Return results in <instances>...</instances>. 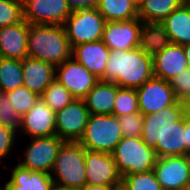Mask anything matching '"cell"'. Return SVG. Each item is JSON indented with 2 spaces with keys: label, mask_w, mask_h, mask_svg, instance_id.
I'll return each instance as SVG.
<instances>
[{
  "label": "cell",
  "mask_w": 190,
  "mask_h": 190,
  "mask_svg": "<svg viewBox=\"0 0 190 190\" xmlns=\"http://www.w3.org/2000/svg\"><path fill=\"white\" fill-rule=\"evenodd\" d=\"M153 74L150 38L142 46L127 50H111L103 82L115 83L121 88L137 89Z\"/></svg>",
  "instance_id": "cell-1"
},
{
  "label": "cell",
  "mask_w": 190,
  "mask_h": 190,
  "mask_svg": "<svg viewBox=\"0 0 190 190\" xmlns=\"http://www.w3.org/2000/svg\"><path fill=\"white\" fill-rule=\"evenodd\" d=\"M28 57L55 67L72 58V46L63 25L29 24Z\"/></svg>",
  "instance_id": "cell-2"
},
{
  "label": "cell",
  "mask_w": 190,
  "mask_h": 190,
  "mask_svg": "<svg viewBox=\"0 0 190 190\" xmlns=\"http://www.w3.org/2000/svg\"><path fill=\"white\" fill-rule=\"evenodd\" d=\"M85 148L79 142L64 141L50 173L55 185L81 190L86 185Z\"/></svg>",
  "instance_id": "cell-3"
},
{
  "label": "cell",
  "mask_w": 190,
  "mask_h": 190,
  "mask_svg": "<svg viewBox=\"0 0 190 190\" xmlns=\"http://www.w3.org/2000/svg\"><path fill=\"white\" fill-rule=\"evenodd\" d=\"M112 155L121 177L152 171L158 159L155 149L146 145L141 137H123Z\"/></svg>",
  "instance_id": "cell-4"
},
{
  "label": "cell",
  "mask_w": 190,
  "mask_h": 190,
  "mask_svg": "<svg viewBox=\"0 0 190 190\" xmlns=\"http://www.w3.org/2000/svg\"><path fill=\"white\" fill-rule=\"evenodd\" d=\"M122 138L117 116L90 114L79 143L85 149L112 154Z\"/></svg>",
  "instance_id": "cell-5"
},
{
  "label": "cell",
  "mask_w": 190,
  "mask_h": 190,
  "mask_svg": "<svg viewBox=\"0 0 190 190\" xmlns=\"http://www.w3.org/2000/svg\"><path fill=\"white\" fill-rule=\"evenodd\" d=\"M106 20L95 6L75 7L63 27L72 48L102 39Z\"/></svg>",
  "instance_id": "cell-6"
},
{
  "label": "cell",
  "mask_w": 190,
  "mask_h": 190,
  "mask_svg": "<svg viewBox=\"0 0 190 190\" xmlns=\"http://www.w3.org/2000/svg\"><path fill=\"white\" fill-rule=\"evenodd\" d=\"M151 33L139 18L106 22L101 41L110 50L127 51L144 45Z\"/></svg>",
  "instance_id": "cell-7"
},
{
  "label": "cell",
  "mask_w": 190,
  "mask_h": 190,
  "mask_svg": "<svg viewBox=\"0 0 190 190\" xmlns=\"http://www.w3.org/2000/svg\"><path fill=\"white\" fill-rule=\"evenodd\" d=\"M150 47L155 77L170 81L174 76L188 68L182 45L158 39L151 33Z\"/></svg>",
  "instance_id": "cell-8"
},
{
  "label": "cell",
  "mask_w": 190,
  "mask_h": 190,
  "mask_svg": "<svg viewBox=\"0 0 190 190\" xmlns=\"http://www.w3.org/2000/svg\"><path fill=\"white\" fill-rule=\"evenodd\" d=\"M22 16L29 24L63 25L73 11L68 0H21Z\"/></svg>",
  "instance_id": "cell-9"
},
{
  "label": "cell",
  "mask_w": 190,
  "mask_h": 190,
  "mask_svg": "<svg viewBox=\"0 0 190 190\" xmlns=\"http://www.w3.org/2000/svg\"><path fill=\"white\" fill-rule=\"evenodd\" d=\"M18 164L30 171L52 172L58 150L64 142L57 135L31 138Z\"/></svg>",
  "instance_id": "cell-10"
},
{
  "label": "cell",
  "mask_w": 190,
  "mask_h": 190,
  "mask_svg": "<svg viewBox=\"0 0 190 190\" xmlns=\"http://www.w3.org/2000/svg\"><path fill=\"white\" fill-rule=\"evenodd\" d=\"M90 113L84 99H75L56 112V135L63 141L79 142Z\"/></svg>",
  "instance_id": "cell-11"
},
{
  "label": "cell",
  "mask_w": 190,
  "mask_h": 190,
  "mask_svg": "<svg viewBox=\"0 0 190 190\" xmlns=\"http://www.w3.org/2000/svg\"><path fill=\"white\" fill-rule=\"evenodd\" d=\"M188 112L186 103L176 101L158 112L143 115L141 138L149 147H155L161 141L164 132L177 123Z\"/></svg>",
  "instance_id": "cell-12"
},
{
  "label": "cell",
  "mask_w": 190,
  "mask_h": 190,
  "mask_svg": "<svg viewBox=\"0 0 190 190\" xmlns=\"http://www.w3.org/2000/svg\"><path fill=\"white\" fill-rule=\"evenodd\" d=\"M153 171L163 190H182L190 185V156L159 157Z\"/></svg>",
  "instance_id": "cell-13"
},
{
  "label": "cell",
  "mask_w": 190,
  "mask_h": 190,
  "mask_svg": "<svg viewBox=\"0 0 190 190\" xmlns=\"http://www.w3.org/2000/svg\"><path fill=\"white\" fill-rule=\"evenodd\" d=\"M55 79L59 81L75 99H84L99 81L73 57L55 67Z\"/></svg>",
  "instance_id": "cell-14"
},
{
  "label": "cell",
  "mask_w": 190,
  "mask_h": 190,
  "mask_svg": "<svg viewBox=\"0 0 190 190\" xmlns=\"http://www.w3.org/2000/svg\"><path fill=\"white\" fill-rule=\"evenodd\" d=\"M139 111L142 115L158 112L177 100L169 81L153 76L136 89Z\"/></svg>",
  "instance_id": "cell-15"
},
{
  "label": "cell",
  "mask_w": 190,
  "mask_h": 190,
  "mask_svg": "<svg viewBox=\"0 0 190 190\" xmlns=\"http://www.w3.org/2000/svg\"><path fill=\"white\" fill-rule=\"evenodd\" d=\"M86 184L121 185L113 155L85 149Z\"/></svg>",
  "instance_id": "cell-16"
},
{
  "label": "cell",
  "mask_w": 190,
  "mask_h": 190,
  "mask_svg": "<svg viewBox=\"0 0 190 190\" xmlns=\"http://www.w3.org/2000/svg\"><path fill=\"white\" fill-rule=\"evenodd\" d=\"M152 34L158 39L182 46L190 43V1L184 2L161 21Z\"/></svg>",
  "instance_id": "cell-17"
},
{
  "label": "cell",
  "mask_w": 190,
  "mask_h": 190,
  "mask_svg": "<svg viewBox=\"0 0 190 190\" xmlns=\"http://www.w3.org/2000/svg\"><path fill=\"white\" fill-rule=\"evenodd\" d=\"M27 137L56 135V113L39 98L30 111L21 117L20 131Z\"/></svg>",
  "instance_id": "cell-18"
},
{
  "label": "cell",
  "mask_w": 190,
  "mask_h": 190,
  "mask_svg": "<svg viewBox=\"0 0 190 190\" xmlns=\"http://www.w3.org/2000/svg\"><path fill=\"white\" fill-rule=\"evenodd\" d=\"M29 23L22 20L18 24L0 27V57L23 60L28 57Z\"/></svg>",
  "instance_id": "cell-19"
},
{
  "label": "cell",
  "mask_w": 190,
  "mask_h": 190,
  "mask_svg": "<svg viewBox=\"0 0 190 190\" xmlns=\"http://www.w3.org/2000/svg\"><path fill=\"white\" fill-rule=\"evenodd\" d=\"M110 51L100 40L74 46L72 57L100 80L106 71Z\"/></svg>",
  "instance_id": "cell-20"
},
{
  "label": "cell",
  "mask_w": 190,
  "mask_h": 190,
  "mask_svg": "<svg viewBox=\"0 0 190 190\" xmlns=\"http://www.w3.org/2000/svg\"><path fill=\"white\" fill-rule=\"evenodd\" d=\"M23 86L41 96L55 79V66L42 60L26 57L22 60Z\"/></svg>",
  "instance_id": "cell-21"
},
{
  "label": "cell",
  "mask_w": 190,
  "mask_h": 190,
  "mask_svg": "<svg viewBox=\"0 0 190 190\" xmlns=\"http://www.w3.org/2000/svg\"><path fill=\"white\" fill-rule=\"evenodd\" d=\"M10 169L12 174L5 190H51L54 185L51 175L45 172L30 171L19 164Z\"/></svg>",
  "instance_id": "cell-22"
},
{
  "label": "cell",
  "mask_w": 190,
  "mask_h": 190,
  "mask_svg": "<svg viewBox=\"0 0 190 190\" xmlns=\"http://www.w3.org/2000/svg\"><path fill=\"white\" fill-rule=\"evenodd\" d=\"M117 84L99 80L84 98L90 114L113 115Z\"/></svg>",
  "instance_id": "cell-23"
},
{
  "label": "cell",
  "mask_w": 190,
  "mask_h": 190,
  "mask_svg": "<svg viewBox=\"0 0 190 190\" xmlns=\"http://www.w3.org/2000/svg\"><path fill=\"white\" fill-rule=\"evenodd\" d=\"M183 3V0H140L138 18L153 31L161 21Z\"/></svg>",
  "instance_id": "cell-24"
},
{
  "label": "cell",
  "mask_w": 190,
  "mask_h": 190,
  "mask_svg": "<svg viewBox=\"0 0 190 190\" xmlns=\"http://www.w3.org/2000/svg\"><path fill=\"white\" fill-rule=\"evenodd\" d=\"M154 149L158 158L186 156L185 115L164 132Z\"/></svg>",
  "instance_id": "cell-25"
},
{
  "label": "cell",
  "mask_w": 190,
  "mask_h": 190,
  "mask_svg": "<svg viewBox=\"0 0 190 190\" xmlns=\"http://www.w3.org/2000/svg\"><path fill=\"white\" fill-rule=\"evenodd\" d=\"M95 7L106 22L138 18V7L131 0H98Z\"/></svg>",
  "instance_id": "cell-26"
},
{
  "label": "cell",
  "mask_w": 190,
  "mask_h": 190,
  "mask_svg": "<svg viewBox=\"0 0 190 190\" xmlns=\"http://www.w3.org/2000/svg\"><path fill=\"white\" fill-rule=\"evenodd\" d=\"M23 81L22 60L0 57V92L18 89Z\"/></svg>",
  "instance_id": "cell-27"
},
{
  "label": "cell",
  "mask_w": 190,
  "mask_h": 190,
  "mask_svg": "<svg viewBox=\"0 0 190 190\" xmlns=\"http://www.w3.org/2000/svg\"><path fill=\"white\" fill-rule=\"evenodd\" d=\"M40 98L55 113L75 100L73 95L56 79L49 84Z\"/></svg>",
  "instance_id": "cell-28"
},
{
  "label": "cell",
  "mask_w": 190,
  "mask_h": 190,
  "mask_svg": "<svg viewBox=\"0 0 190 190\" xmlns=\"http://www.w3.org/2000/svg\"><path fill=\"white\" fill-rule=\"evenodd\" d=\"M135 112H140L136 89L121 88L117 85L113 115L118 117Z\"/></svg>",
  "instance_id": "cell-29"
},
{
  "label": "cell",
  "mask_w": 190,
  "mask_h": 190,
  "mask_svg": "<svg viewBox=\"0 0 190 190\" xmlns=\"http://www.w3.org/2000/svg\"><path fill=\"white\" fill-rule=\"evenodd\" d=\"M121 185L127 190H163L153 170L125 175Z\"/></svg>",
  "instance_id": "cell-30"
},
{
  "label": "cell",
  "mask_w": 190,
  "mask_h": 190,
  "mask_svg": "<svg viewBox=\"0 0 190 190\" xmlns=\"http://www.w3.org/2000/svg\"><path fill=\"white\" fill-rule=\"evenodd\" d=\"M10 102L14 105L15 111L21 116L32 109L40 96L27 87H20L13 91L7 92Z\"/></svg>",
  "instance_id": "cell-31"
},
{
  "label": "cell",
  "mask_w": 190,
  "mask_h": 190,
  "mask_svg": "<svg viewBox=\"0 0 190 190\" xmlns=\"http://www.w3.org/2000/svg\"><path fill=\"white\" fill-rule=\"evenodd\" d=\"M21 115L15 111L14 105L10 102L7 93L0 92V124L19 134Z\"/></svg>",
  "instance_id": "cell-32"
},
{
  "label": "cell",
  "mask_w": 190,
  "mask_h": 190,
  "mask_svg": "<svg viewBox=\"0 0 190 190\" xmlns=\"http://www.w3.org/2000/svg\"><path fill=\"white\" fill-rule=\"evenodd\" d=\"M22 20L21 0H0V27L18 24Z\"/></svg>",
  "instance_id": "cell-33"
},
{
  "label": "cell",
  "mask_w": 190,
  "mask_h": 190,
  "mask_svg": "<svg viewBox=\"0 0 190 190\" xmlns=\"http://www.w3.org/2000/svg\"><path fill=\"white\" fill-rule=\"evenodd\" d=\"M170 86L173 90L177 101L190 103V68H186L177 76H174L170 81Z\"/></svg>",
  "instance_id": "cell-34"
},
{
  "label": "cell",
  "mask_w": 190,
  "mask_h": 190,
  "mask_svg": "<svg viewBox=\"0 0 190 190\" xmlns=\"http://www.w3.org/2000/svg\"><path fill=\"white\" fill-rule=\"evenodd\" d=\"M122 129L123 137L140 138L143 128V115L135 112L117 117Z\"/></svg>",
  "instance_id": "cell-35"
},
{
  "label": "cell",
  "mask_w": 190,
  "mask_h": 190,
  "mask_svg": "<svg viewBox=\"0 0 190 190\" xmlns=\"http://www.w3.org/2000/svg\"><path fill=\"white\" fill-rule=\"evenodd\" d=\"M17 134L16 131L5 128L0 124V161L11 156L10 153L13 152V147L16 146Z\"/></svg>",
  "instance_id": "cell-36"
},
{
  "label": "cell",
  "mask_w": 190,
  "mask_h": 190,
  "mask_svg": "<svg viewBox=\"0 0 190 190\" xmlns=\"http://www.w3.org/2000/svg\"><path fill=\"white\" fill-rule=\"evenodd\" d=\"M186 156H190V112L185 114Z\"/></svg>",
  "instance_id": "cell-37"
},
{
  "label": "cell",
  "mask_w": 190,
  "mask_h": 190,
  "mask_svg": "<svg viewBox=\"0 0 190 190\" xmlns=\"http://www.w3.org/2000/svg\"><path fill=\"white\" fill-rule=\"evenodd\" d=\"M75 7L95 6L98 0H68Z\"/></svg>",
  "instance_id": "cell-38"
},
{
  "label": "cell",
  "mask_w": 190,
  "mask_h": 190,
  "mask_svg": "<svg viewBox=\"0 0 190 190\" xmlns=\"http://www.w3.org/2000/svg\"><path fill=\"white\" fill-rule=\"evenodd\" d=\"M119 185H91L86 184L81 190H115Z\"/></svg>",
  "instance_id": "cell-39"
},
{
  "label": "cell",
  "mask_w": 190,
  "mask_h": 190,
  "mask_svg": "<svg viewBox=\"0 0 190 190\" xmlns=\"http://www.w3.org/2000/svg\"><path fill=\"white\" fill-rule=\"evenodd\" d=\"M183 48L186 55L188 68H190V43L183 45Z\"/></svg>",
  "instance_id": "cell-40"
},
{
  "label": "cell",
  "mask_w": 190,
  "mask_h": 190,
  "mask_svg": "<svg viewBox=\"0 0 190 190\" xmlns=\"http://www.w3.org/2000/svg\"><path fill=\"white\" fill-rule=\"evenodd\" d=\"M51 190H75V189H69V188H66V187H62V186H58V185H53Z\"/></svg>",
  "instance_id": "cell-41"
},
{
  "label": "cell",
  "mask_w": 190,
  "mask_h": 190,
  "mask_svg": "<svg viewBox=\"0 0 190 190\" xmlns=\"http://www.w3.org/2000/svg\"><path fill=\"white\" fill-rule=\"evenodd\" d=\"M115 190H127L125 187H123L122 185H119L116 187Z\"/></svg>",
  "instance_id": "cell-42"
},
{
  "label": "cell",
  "mask_w": 190,
  "mask_h": 190,
  "mask_svg": "<svg viewBox=\"0 0 190 190\" xmlns=\"http://www.w3.org/2000/svg\"><path fill=\"white\" fill-rule=\"evenodd\" d=\"M131 1L138 7L140 0H131Z\"/></svg>",
  "instance_id": "cell-43"
},
{
  "label": "cell",
  "mask_w": 190,
  "mask_h": 190,
  "mask_svg": "<svg viewBox=\"0 0 190 190\" xmlns=\"http://www.w3.org/2000/svg\"><path fill=\"white\" fill-rule=\"evenodd\" d=\"M182 190H190V185L184 187Z\"/></svg>",
  "instance_id": "cell-44"
},
{
  "label": "cell",
  "mask_w": 190,
  "mask_h": 190,
  "mask_svg": "<svg viewBox=\"0 0 190 190\" xmlns=\"http://www.w3.org/2000/svg\"><path fill=\"white\" fill-rule=\"evenodd\" d=\"M0 190H5V184L3 185V187H1L0 185Z\"/></svg>",
  "instance_id": "cell-45"
}]
</instances>
